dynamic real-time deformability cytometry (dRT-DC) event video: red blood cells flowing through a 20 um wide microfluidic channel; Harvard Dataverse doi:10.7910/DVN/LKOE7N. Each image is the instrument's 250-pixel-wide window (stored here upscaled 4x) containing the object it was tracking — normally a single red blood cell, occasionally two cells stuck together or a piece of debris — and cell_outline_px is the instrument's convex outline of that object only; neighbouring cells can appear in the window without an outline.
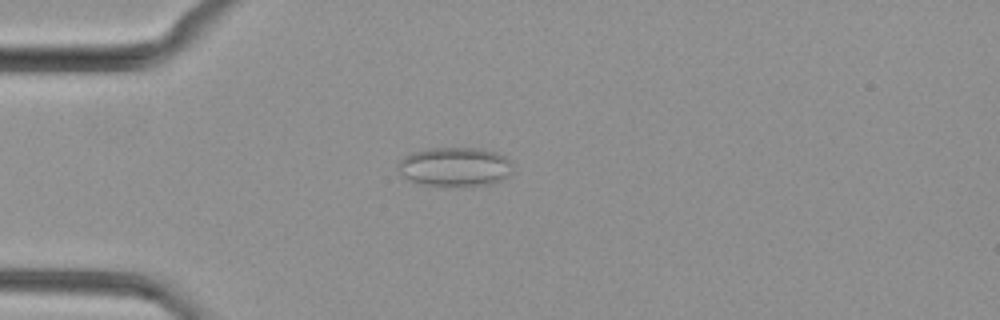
{"species": "common noctule bat (a hibernating species)", "species_latin": "Nyctalus noctula", "temperature_condition": "cold", "stored_images_in_passage": 49, "camera_frame_rate_fps": 3000, "um_per_image_px": 0.085, "animal": {"sex": "female", "body_mass_g": 29.2, "forearm_length_mm": 56.3}, "frame": {"image": 1, "passage_image": 13, "time_ms": 4.0, "image_size_px": [1000, 320], "cell_outline_px": [[512, 168], [508, 176], [500, 180], [488, 184], [424, 184], [408, 180], [396, 168], [400, 160], [404, 156], [412, 152], [428, 148], [476, 148], [496, 152], [504, 156], [512, 164]], "centroid_in_image_um": [38.63, 14.14], "position_along_channel_um": 46.4, "area_um2": 25.55}}
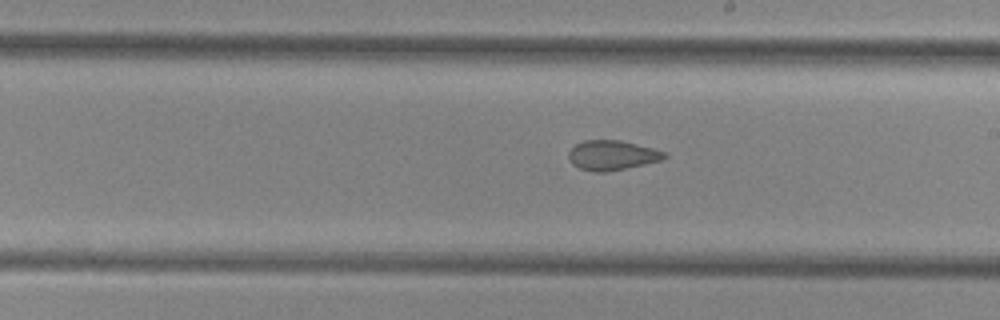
{"frame": {"image": 2, "passage_image": 28, "time_ms": 9.0, "image_size_px": [1000, 320], "cell_outline_px": [[668, 156], [660, 160], [624, 168], [604, 172], [596, 172], [580, 168], [572, 164], [568, 156], [568, 152], [576, 144], [584, 140], [620, 140], [668, 152]], "centroid_in_image_um": [52.02, 13.18], "position_along_channel_um": 237.0, "area_um2": 16.36}}
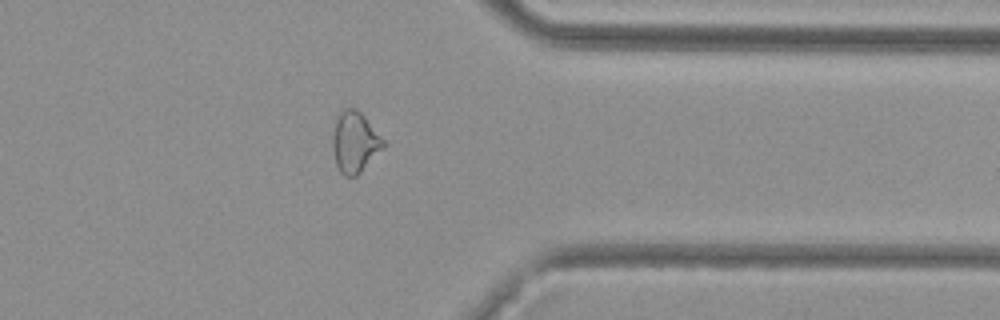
{"frame": {"image": 3, "passage_image": 39, "time_ms": 12.667, "image_size_px": [1000, 320], "cell_outline_px": [[388, 144], [356, 176], [344, 176], [340, 172], [336, 164], [332, 148], [332, 136], [336, 116], [344, 108], [356, 108], [364, 116]], "centroid_in_image_um": [30.15, 12.07], "position_along_channel_um": 381.2, "area_um2": 18.15}}